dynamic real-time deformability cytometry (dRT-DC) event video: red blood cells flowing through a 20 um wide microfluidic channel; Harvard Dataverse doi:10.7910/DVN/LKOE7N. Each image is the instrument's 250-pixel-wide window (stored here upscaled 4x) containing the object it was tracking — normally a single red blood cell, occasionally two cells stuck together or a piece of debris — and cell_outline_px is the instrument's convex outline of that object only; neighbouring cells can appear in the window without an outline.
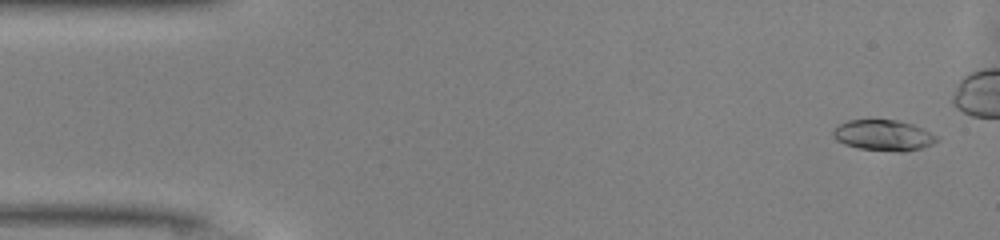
{"species": "common noctule bat (a hibernating species)", "species_latin": "Nyctalus noctula", "temperature_condition": "warm", "stored_images_in_passage": 39, "camera_frame_rate_fps": 3000, "um_per_image_px": 0.085, "animal": {"sex": "male", "body_mass_g": 13.0, "forearm_length_mm": 53.1}, "frame": {"image": 1, "passage_image": 2, "time_ms": 0.333, "image_size_px": [1000, 240], "cell_outline_px": [[940, 140], [932, 144], [920, 148], [904, 152], [900, 152], [856, 148], [844, 144], [836, 140], [832, 136], [832, 132], [840, 124], [848, 120], [896, 120], [912, 124], [924, 128], [936, 136]], "centroid_in_image_um": [75.09, 11.51], "position_along_channel_um": 9.9, "area_um2": 18.61}}
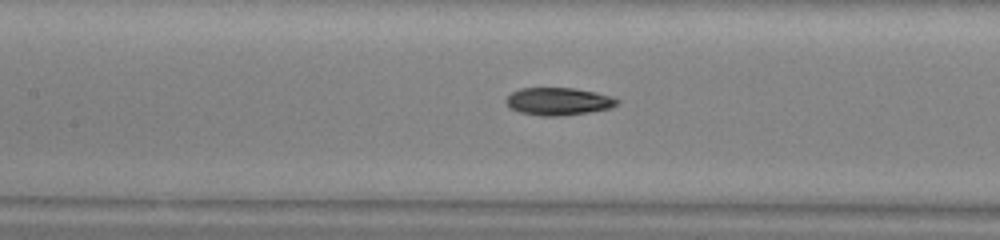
{"frame": {"image": 2, "passage_image": 21, "time_ms": 6.667, "image_size_px": [1000, 240], "cell_outline_px": [[620, 104], [608, 108], [588, 112], [560, 116], [540, 116], [520, 112], [512, 108], [504, 100], [512, 92], [520, 88], [572, 88], [596, 92], [612, 96], [620, 100]], "centroid_in_image_um": [47.49, 8.61], "position_along_channel_um": 159.9, "area_um2": 17.8}}
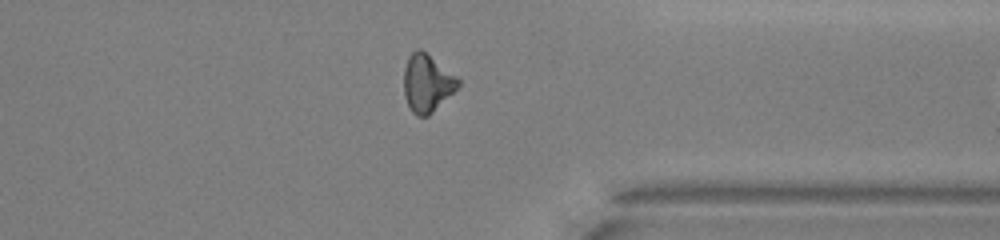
{"frame": {"image": 3, "passage_image": 37, "time_ms": 12.0, "image_size_px": [1000, 240], "cell_outline_px": [[460, 84], [428, 116], [416, 116], [412, 112], [404, 96], [404, 68], [408, 56], [416, 48], [420, 48], [456, 76], [460, 80]], "centroid_in_image_um": [36.26, 7.05], "position_along_channel_um": 375.1, "area_um2": 17.92}}